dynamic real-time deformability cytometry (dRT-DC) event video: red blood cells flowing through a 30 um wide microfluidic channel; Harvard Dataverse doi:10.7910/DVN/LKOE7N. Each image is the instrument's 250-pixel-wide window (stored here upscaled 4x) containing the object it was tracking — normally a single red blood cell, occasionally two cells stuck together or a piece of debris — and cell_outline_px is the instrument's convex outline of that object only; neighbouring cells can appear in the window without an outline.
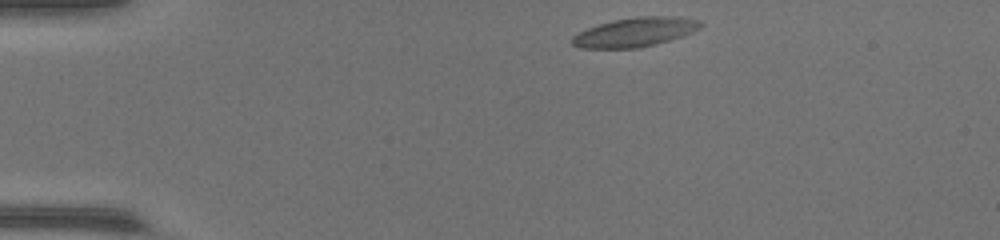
{"species": "common noctule bat (a hibernating species)", "species_latin": "Nyctalus noctula", "temperature_condition": "warm", "stored_images_in_passage": 14, "camera_frame_rate_fps": 3000, "um_per_image_px": 0.085, "animal": {"sex": "female", "body_mass_g": 17.0, "forearm_length_mm": 48.0}, "frame": {"image": 1, "passage_image": 1, "time_ms": 0.0, "image_size_px": [1000, 240], "cell_outline_px": [[704, 24], [700, 28], [684, 36], [656, 44], [640, 48], [580, 48], [572, 44], [572, 36], [588, 28], [612, 20], [636, 16], [680, 16], [700, 20]], "centroid_in_image_um": [54.04, 2.72], "position_along_channel_um": 31.0, "area_um2": 22.02}}
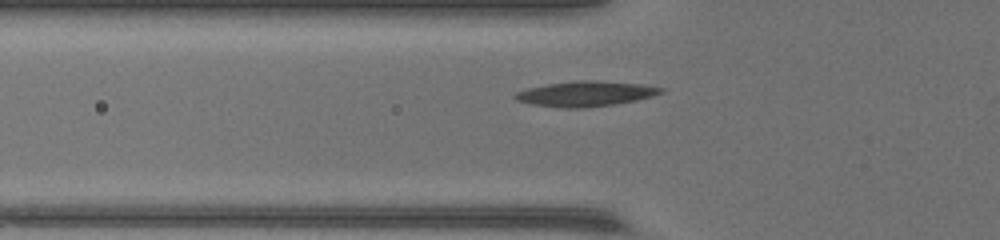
{"frame": {"image": 2, "passage_image": 10, "time_ms": 3.0, "image_size_px": [1000, 240], "cell_outline_px": [[664, 92], [652, 96], [636, 100], [612, 104], [584, 108], [560, 108], [532, 104], [516, 100], [512, 96], [516, 92], [528, 88], [548, 84], [580, 80], [592, 80], [644, 84], [664, 88]], "centroid_in_image_um": [49.77, 7.97], "position_along_channel_um": 76.0, "area_um2": 21.33}}